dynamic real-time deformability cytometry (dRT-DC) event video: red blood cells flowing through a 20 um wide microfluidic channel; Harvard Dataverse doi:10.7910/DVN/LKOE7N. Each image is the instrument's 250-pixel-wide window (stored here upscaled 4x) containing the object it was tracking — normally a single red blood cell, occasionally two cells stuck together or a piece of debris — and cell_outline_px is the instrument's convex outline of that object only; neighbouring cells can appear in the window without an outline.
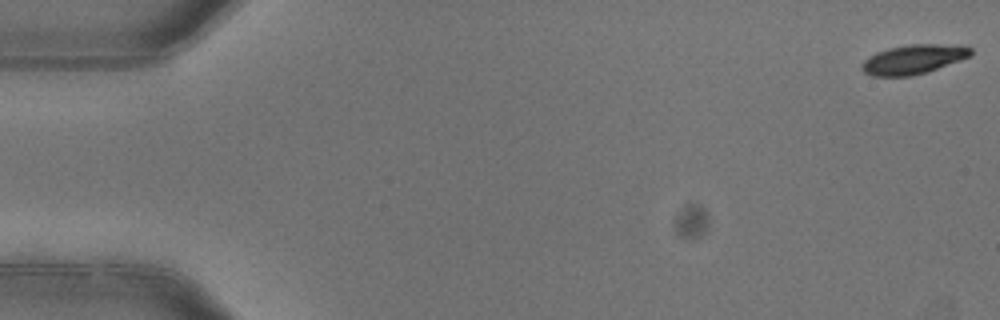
{"species": "common noctule bat (a hibernating species)", "species_latin": "Nyctalus noctula", "temperature_condition": "warm", "stored_images_in_passage": 5, "camera_frame_rate_fps": 3000, "um_per_image_px": 0.085, "animal": {"sex": "female"}, "frame": {"image": 1, "passage_image": 1, "time_ms": 0.0, "image_size_px": [1000, 320], "cell_outline_px": [[972, 56], [912, 76], [872, 76], [864, 72], [860, 68], [860, 64], [868, 56], [876, 52], [888, 48], [908, 44], [960, 44], [972, 48]], "centroid_in_image_um": [77.63, 5.02], "position_along_channel_um": 7.4, "area_um2": 18.79}}
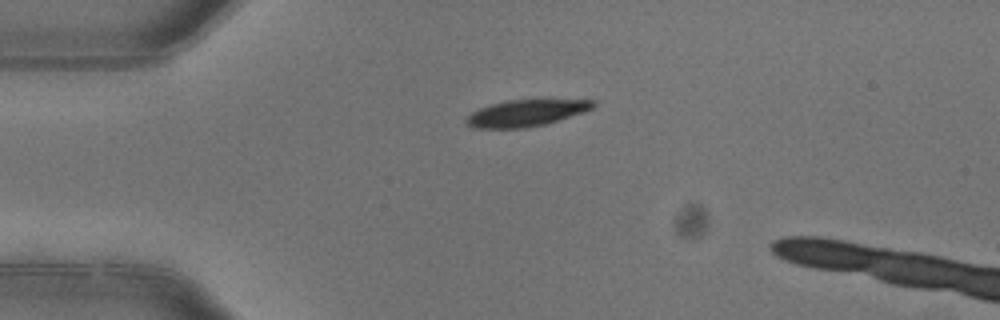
{"frame": {"image": 2, "passage_image": 4, "time_ms": 1.0, "image_size_px": [1000, 320], "cell_outline_px": [[596, 104], [592, 108], [544, 124], [524, 128], [480, 128], [468, 124], [464, 120], [472, 112], [488, 104], [508, 100], [536, 96], [596, 100]], "centroid_in_image_um": [44.78, 9.52], "position_along_channel_um": 40.2, "area_um2": 20.4}}